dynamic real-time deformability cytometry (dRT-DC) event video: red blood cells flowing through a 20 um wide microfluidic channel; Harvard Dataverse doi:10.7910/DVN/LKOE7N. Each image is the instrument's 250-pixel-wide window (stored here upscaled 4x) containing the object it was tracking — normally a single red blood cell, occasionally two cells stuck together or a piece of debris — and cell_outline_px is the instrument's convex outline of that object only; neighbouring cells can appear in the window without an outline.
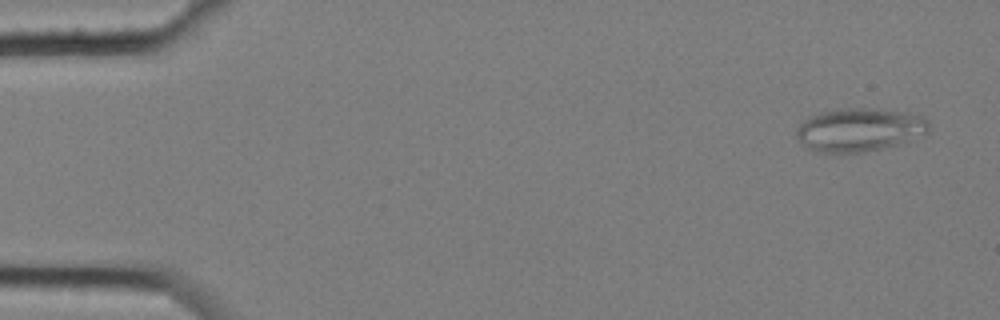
{"species": "common noctule bat (a hibernating species)", "species_latin": "Nyctalus noctula", "temperature_condition": "cold", "stored_images_in_passage": 5, "camera_frame_rate_fps": 3000, "um_per_image_px": 0.085, "animal": {"sex": "female", "body_mass_g": 25.1}, "frame": {"image": 1, "passage_image": 1, "time_ms": 0.0, "image_size_px": [1000, 320], "cell_outline_px": [[928, 132], [924, 136], [896, 144], [864, 152], [820, 152], [808, 148], [796, 136], [796, 128], [808, 116], [820, 112], [844, 108], [872, 108], [924, 116], [928, 120]], "centroid_in_image_um": [73.04, 11.02], "position_along_channel_um": 12.0, "area_um2": 33.18}}